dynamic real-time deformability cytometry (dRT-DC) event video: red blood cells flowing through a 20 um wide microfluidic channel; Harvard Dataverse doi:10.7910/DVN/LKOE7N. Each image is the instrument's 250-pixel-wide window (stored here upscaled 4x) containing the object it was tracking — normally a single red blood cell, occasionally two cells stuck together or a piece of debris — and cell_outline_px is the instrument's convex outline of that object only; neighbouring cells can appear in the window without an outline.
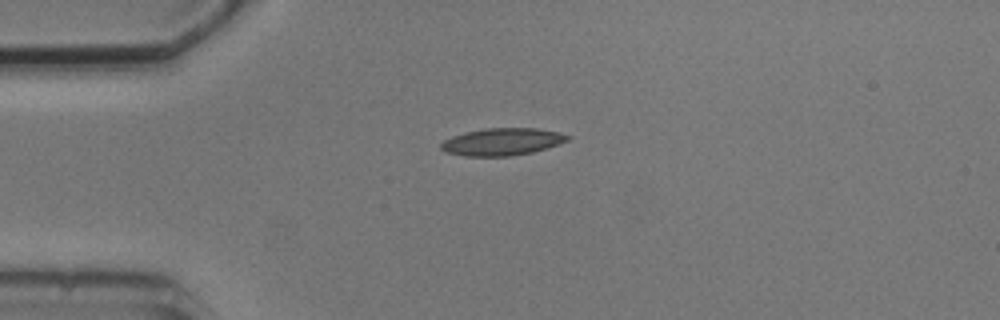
{"species": "common noctule bat (a hibernating species)", "species_latin": "Nyctalus noctula", "temperature_condition": "cold", "stored_images_in_passage": 4, "camera_frame_rate_fps": 3000, "um_per_image_px": 0.085, "animal": {"sex": "male", "body_mass_g": 20.5, "forearm_length_mm": 52.5}, "frame": {"image": 1, "passage_image": 1, "time_ms": 0.0, "image_size_px": [1000, 320], "cell_outline_px": [[572, 136], [568, 140], [532, 152], [508, 156], [464, 156], [444, 152], [440, 148], [440, 144], [444, 140], [452, 136], [464, 132], [484, 128], [536, 128], [560, 132]], "centroid_in_image_um": [42.64, 12.04], "position_along_channel_um": 42.4, "area_um2": 20.11}}
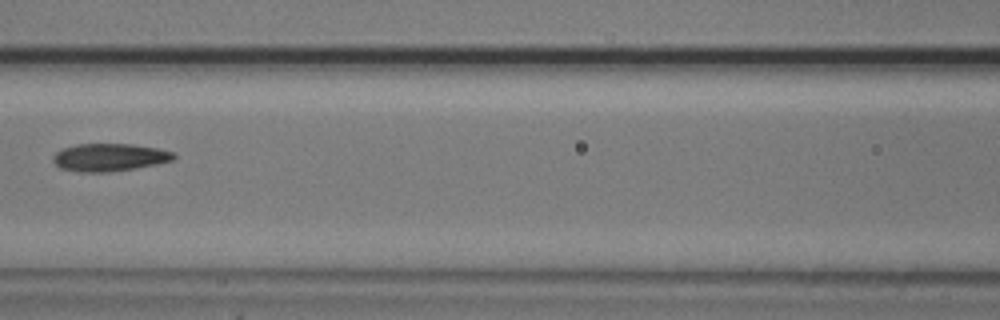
{"frame": {"image": 2, "passage_image": 4, "time_ms": 3.667, "image_size_px": [1000, 320], "cell_outline_px": [[176, 156], [172, 160], [156, 164], [136, 168], [108, 172], [80, 172], [60, 168], [52, 160], [52, 156], [56, 152], [64, 148], [76, 144], [132, 144], [156, 148], [172, 152]], "centroid_in_image_um": [9.27, 13.37], "position_along_channel_um": 157.3, "area_um2": 19.36}}